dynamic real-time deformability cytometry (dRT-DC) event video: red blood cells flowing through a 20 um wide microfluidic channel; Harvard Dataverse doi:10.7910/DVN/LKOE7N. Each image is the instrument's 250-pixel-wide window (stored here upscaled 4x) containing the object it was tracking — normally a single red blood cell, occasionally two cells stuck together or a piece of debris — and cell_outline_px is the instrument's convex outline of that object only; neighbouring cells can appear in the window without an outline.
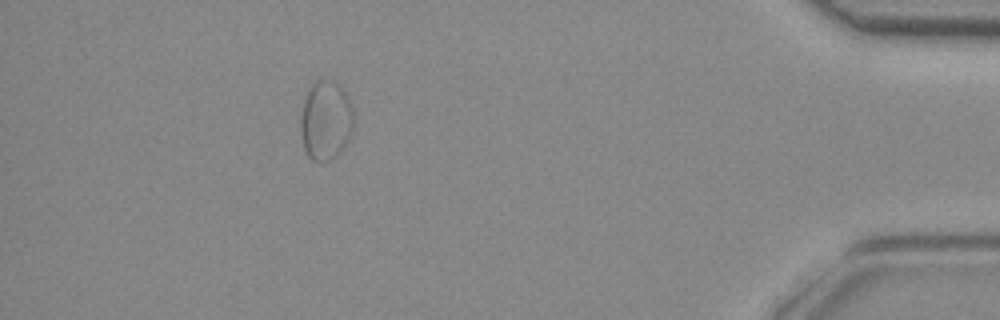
{"species": "common noctule bat (a hibernating species)", "species_latin": "Nyctalus noctula", "temperature_condition": "room temperature", "stored_images_in_passage": 48, "segment_of_instrument_passage": [2, 2], "camera_frame_rate_fps": 3000, "um_per_image_px": 0.085, "animal": {"sex": "female", "body_mass_g": 29.2, "forearm_length_mm": 56.3}, "frame": {"image": 1, "passage_image": 43, "time_ms": 14.0, "image_size_px": [1000, 320], "cell_outline_px": [[352, 128], [348, 140], [344, 148], [340, 152], [328, 160], [312, 160], [308, 156], [304, 148], [300, 128], [300, 120], [304, 100], [312, 84], [316, 80], [320, 80], [340, 84], [348, 96], [352, 104]], "centroid_in_image_um": [27.69, 10.23], "position_along_channel_um": 407.5, "area_um2": 24.22}}